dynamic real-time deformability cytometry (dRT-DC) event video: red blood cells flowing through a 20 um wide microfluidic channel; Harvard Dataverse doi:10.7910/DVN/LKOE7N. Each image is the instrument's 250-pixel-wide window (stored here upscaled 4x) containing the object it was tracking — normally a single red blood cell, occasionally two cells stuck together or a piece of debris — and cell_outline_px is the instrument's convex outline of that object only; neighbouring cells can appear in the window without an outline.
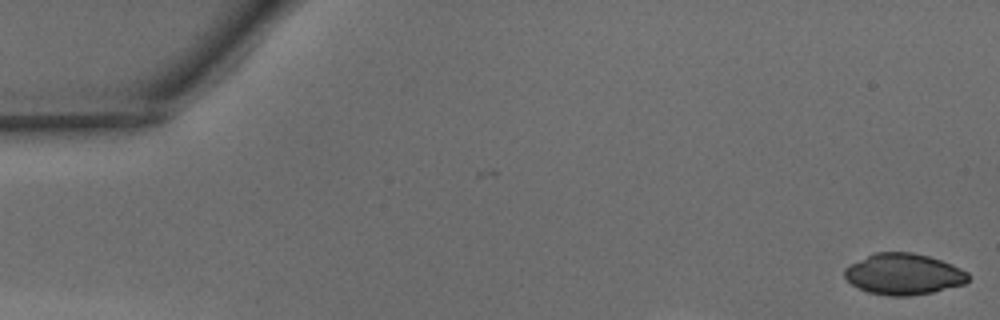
{"species": "common noctule bat (a hibernating species)", "species_latin": "Nyctalus noctula", "temperature_condition": "warm", "stored_images_in_passage": 12, "camera_frame_rate_fps": 3000, "um_per_image_px": 0.085, "animal": {"sex": "male", "body_mass_g": 15.6}, "frame": {"image": 1, "passage_image": 1, "time_ms": 0.0, "image_size_px": [1000, 320], "cell_outline_px": [[968, 280], [964, 284], [932, 292], [908, 296], [888, 296], [868, 292], [852, 284], [844, 276], [844, 268], [876, 252], [912, 252], [928, 256], [952, 264], [968, 272]], "centroid_in_image_um": [76.82, 23.3], "position_along_channel_um": 8.2, "area_um2": 29.36}}
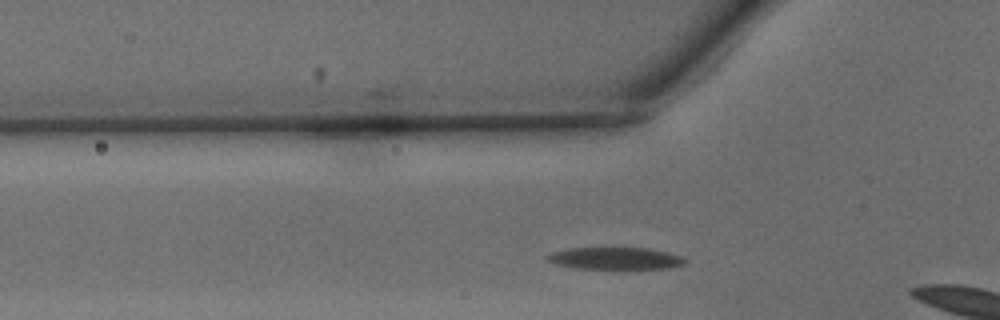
{"frame": {"image": 2, "passage_image": 10, "time_ms": 3.0, "image_size_px": [1000, 320], "cell_outline_px": [[688, 260], [684, 264], [668, 268], [576, 268], [556, 264], [548, 260], [544, 256], [552, 252], [568, 248], [604, 244], [648, 248], [668, 252], [680, 256]], "centroid_in_image_um": [52.25, 21.89], "position_along_channel_um": 73.6, "area_um2": 18.67}}